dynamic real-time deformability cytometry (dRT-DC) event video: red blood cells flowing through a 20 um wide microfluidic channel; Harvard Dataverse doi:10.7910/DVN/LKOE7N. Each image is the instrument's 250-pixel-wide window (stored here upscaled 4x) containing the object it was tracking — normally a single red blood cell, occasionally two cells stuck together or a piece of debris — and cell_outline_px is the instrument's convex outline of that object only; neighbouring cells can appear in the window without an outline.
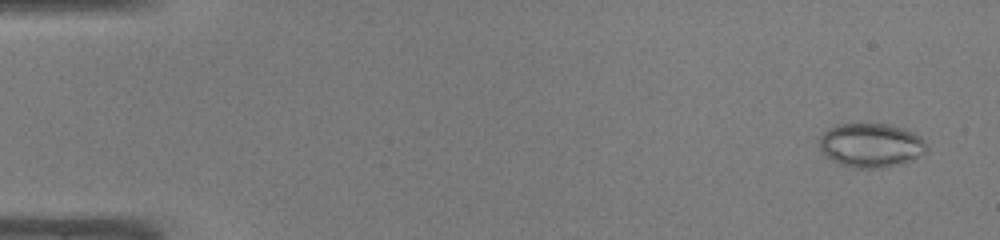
{"species": "common noctule bat (a hibernating species)", "species_latin": "Nyctalus noctula", "temperature_condition": "warm", "stored_images_in_passage": 49, "camera_frame_rate_fps": 3000, "um_per_image_px": 0.085, "animal": {"sex": "male", "body_mass_g": 19.0, "forearm_length_mm": 50.8}, "frame": {"image": 1, "passage_image": 3, "time_ms": 0.667, "image_size_px": [1000, 240], "cell_outline_px": [[928, 148], [924, 152], [908, 160], [876, 168], [856, 168], [840, 164], [832, 160], [820, 152], [820, 136], [828, 128], [836, 124], [888, 124], [912, 132], [920, 136], [928, 144]], "centroid_in_image_um": [73.97, 12.32], "position_along_channel_um": 11.0, "area_um2": 27.11}}
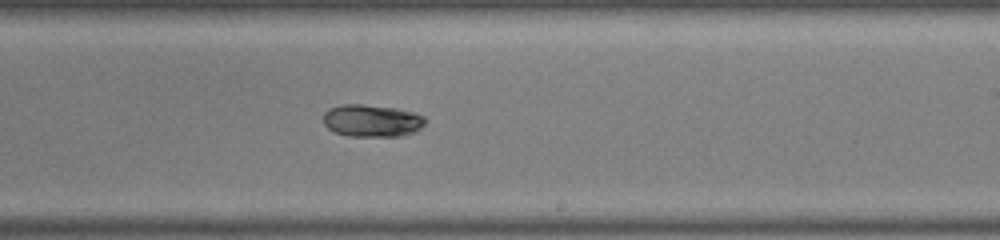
{"frame": {"image": 2, "passage_image": 30, "time_ms": 9.667, "image_size_px": [1000, 240], "cell_outline_px": [[428, 120], [416, 132], [404, 136], [348, 136], [332, 132], [324, 124], [324, 112], [328, 108], [340, 104], [364, 104], [396, 108], [416, 112], [424, 116]], "centroid_in_image_um": [31.63, 10.25], "position_along_channel_um": 257.4, "area_um2": 19.65}}
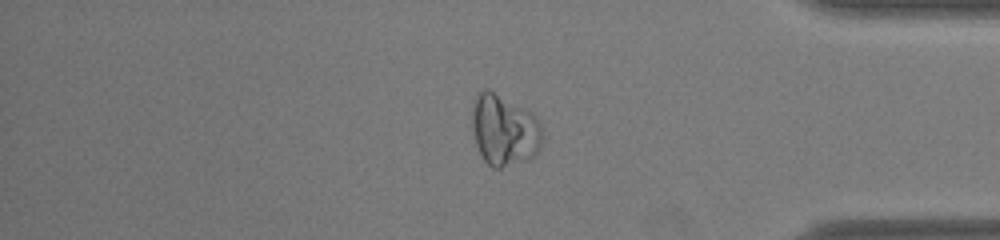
{"frame": {"image": 3, "passage_image": 41, "time_ms": 13.333, "image_size_px": [1000, 240], "cell_outline_px": [[540, 148], [536, 156], [528, 160], [500, 168], [492, 168], [484, 160], [476, 144], [472, 128], [472, 100], [484, 88], [488, 88], [532, 112], [536, 116], [540, 124]], "centroid_in_image_um": [42.84, 11.05], "position_along_channel_um": 392.4, "area_um2": 29.36}, "authors_computed_cell_mechanics": {"area_um2": 24.3338, "velocity_mm_per_s": 4.2519, "shape_relaxation_time_tau1_ms": 4.0528, "shape_relaxation_time_tau2_ms": null, "deformation_change_tau1": 0.1396, "deformation_change_tau2": null}}